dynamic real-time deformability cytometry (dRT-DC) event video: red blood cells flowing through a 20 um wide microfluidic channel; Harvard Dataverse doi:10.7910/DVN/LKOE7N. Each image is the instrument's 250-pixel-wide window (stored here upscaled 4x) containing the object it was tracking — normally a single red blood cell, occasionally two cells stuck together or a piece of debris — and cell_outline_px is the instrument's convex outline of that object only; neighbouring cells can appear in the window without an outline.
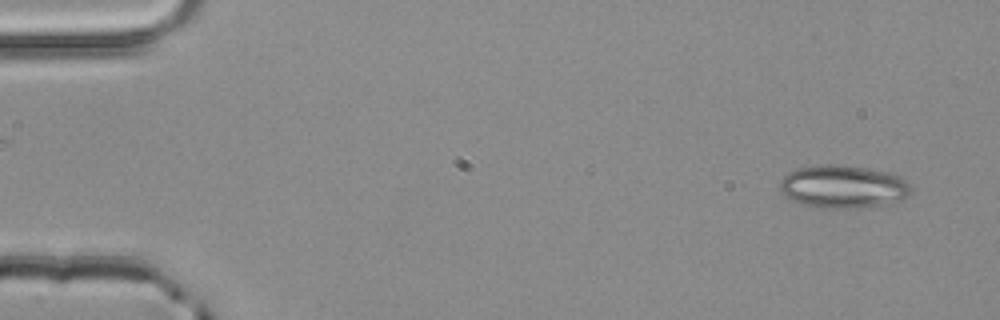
{"species": "common noctule bat (a hibernating species)", "species_latin": "Nyctalus noctula", "temperature_condition": "room temperature", "stored_images_in_passage": 4, "segment_of_instrument_passage": [2, 2], "camera_frame_rate_fps": 3000, "um_per_image_px": 0.085, "animal": {"sex": "male", "body_mass_g": 20.4}, "frame": {"image": 1, "passage_image": 4, "time_ms": 1.0, "image_size_px": [1000, 320], "cell_outline_px": [[912, 192], [904, 200], [856, 208], [824, 208], [804, 204], [792, 200], [784, 196], [780, 188], [780, 180], [788, 172], [800, 168], [828, 164], [836, 164], [892, 172], [904, 176]], "centroid_in_image_um": [71.7, 15.86], "position_along_channel_um": 13.3, "area_um2": 32.77}}